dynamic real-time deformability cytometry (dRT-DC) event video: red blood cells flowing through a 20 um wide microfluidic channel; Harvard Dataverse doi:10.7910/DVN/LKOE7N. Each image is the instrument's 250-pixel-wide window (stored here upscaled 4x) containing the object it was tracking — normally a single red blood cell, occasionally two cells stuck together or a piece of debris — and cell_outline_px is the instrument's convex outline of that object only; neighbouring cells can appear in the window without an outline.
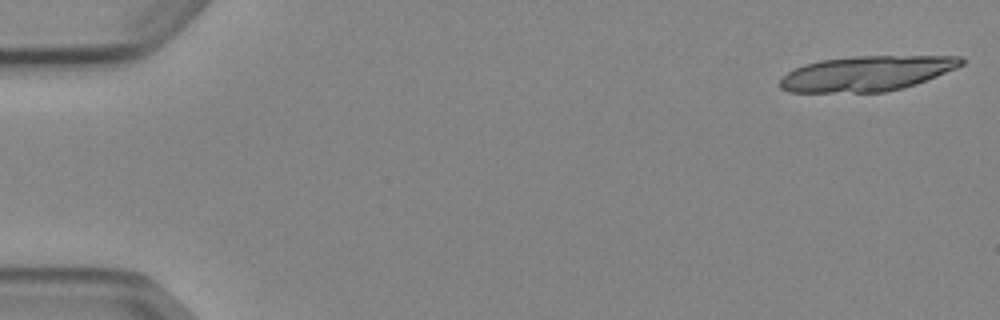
{"species": "Egyptian fruit bat (a non-hibernating species)", "species_latin": "Rousettus aegyptiacus", "temperature_condition": "cold", "stored_images_in_passage": 18, "camera_frame_rate_fps": 3000, "um_per_image_px": 0.085, "animal": {"sex": "female"}, "frame": {"image": 1, "passage_image": 1, "time_ms": 0.0, "image_size_px": [1000, 320], "cell_outline_px": [[964, 64], [956, 68], [936, 76], [900, 88], [884, 92], [788, 92], [780, 88], [780, 80], [788, 72], [804, 64], [820, 60], [856, 56], [960, 56], [964, 60]], "centroid_in_image_um": [73.64, 6.24], "position_along_channel_um": 11.4, "area_um2": 36.7}}